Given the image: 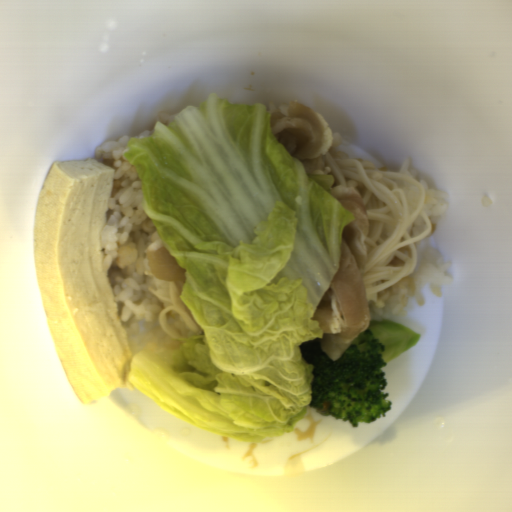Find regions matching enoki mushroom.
I'll use <instances>...</instances> for the list:
<instances>
[{
    "mask_svg": "<svg viewBox=\"0 0 512 512\" xmlns=\"http://www.w3.org/2000/svg\"><path fill=\"white\" fill-rule=\"evenodd\" d=\"M341 134L333 132L329 150L314 159L312 173L334 177V186H352L359 192L368 217V253L360 274L369 301L384 306L385 291L417 265L415 242L432 233L424 190L409 173L406 157L399 171L376 169L365 159L337 151Z\"/></svg>",
    "mask_w": 512,
    "mask_h": 512,
    "instance_id": "enoki-mushroom-1",
    "label": "enoki mushroom"
},
{
    "mask_svg": "<svg viewBox=\"0 0 512 512\" xmlns=\"http://www.w3.org/2000/svg\"><path fill=\"white\" fill-rule=\"evenodd\" d=\"M149 291L160 300L171 303L160 313L161 327L165 336L185 342L190 337L202 336L204 331L199 323L187 311L182 300V290L171 281L170 295L166 297L149 286Z\"/></svg>",
    "mask_w": 512,
    "mask_h": 512,
    "instance_id": "enoki-mushroom-2",
    "label": "enoki mushroom"
}]
</instances>
